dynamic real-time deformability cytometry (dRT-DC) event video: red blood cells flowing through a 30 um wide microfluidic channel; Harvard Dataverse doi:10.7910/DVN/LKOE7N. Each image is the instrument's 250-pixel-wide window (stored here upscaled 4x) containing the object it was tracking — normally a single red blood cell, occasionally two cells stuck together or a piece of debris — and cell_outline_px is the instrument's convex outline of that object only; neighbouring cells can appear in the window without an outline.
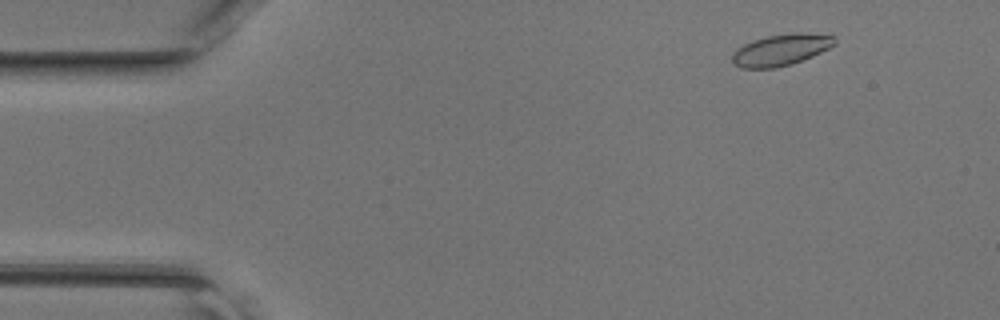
{"species": "common noctule bat (a hibernating species)", "species_latin": "Nyctalus noctula", "temperature_condition": "room temperature", "stored_images_in_passage": 45, "camera_frame_rate_fps": 3000, "um_per_image_px": 0.085, "animal": {"sex": "female", "body_mass_g": 17.0, "forearm_length_mm": 48.0}, "frame": {"image": 1, "passage_image": 4, "time_ms": 1.0, "image_size_px": [1000, 320], "cell_outline_px": [[836, 44], [812, 56], [792, 64], [776, 68], [740, 68], [732, 64], [732, 52], [736, 48], [752, 40], [764, 36], [792, 32], [804, 32], [836, 36]], "centroid_in_image_um": [66.35, 4.23], "position_along_channel_um": 18.6, "area_um2": 19.13}}
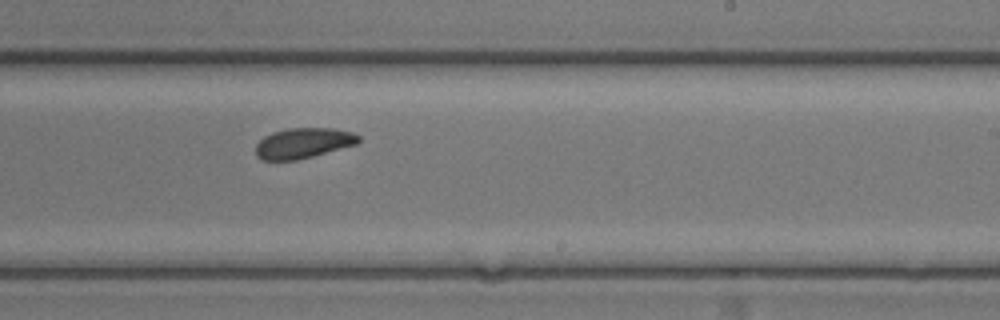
{"frame": {"image": 2, "passage_image": 27, "time_ms": 8.667, "image_size_px": [1000, 320], "cell_outline_px": [[360, 140], [356, 144], [312, 156], [296, 160], [260, 160], [256, 156], [256, 144], [264, 136], [272, 132], [288, 128], [332, 128], [352, 132], [360, 136]], "centroid_in_image_um": [25.75, 12.16], "position_along_channel_um": 263.3, "area_um2": 18.15}}
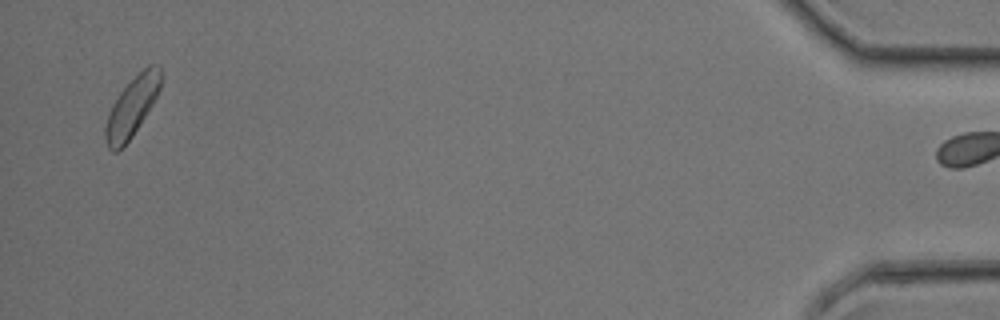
{"frame": {"image": 3, "passage_image": 44, "time_ms": 14.333, "image_size_px": [1000, 320], "cell_outline_px": [[160, 88], [152, 104], [132, 136], [116, 152], [112, 152], [108, 148], [104, 140], [104, 128], [112, 104], [120, 92], [148, 64], [160, 64]], "centroid_in_image_um": [11.19, 9.1], "position_along_channel_um": 424.0, "area_um2": 18.73}}